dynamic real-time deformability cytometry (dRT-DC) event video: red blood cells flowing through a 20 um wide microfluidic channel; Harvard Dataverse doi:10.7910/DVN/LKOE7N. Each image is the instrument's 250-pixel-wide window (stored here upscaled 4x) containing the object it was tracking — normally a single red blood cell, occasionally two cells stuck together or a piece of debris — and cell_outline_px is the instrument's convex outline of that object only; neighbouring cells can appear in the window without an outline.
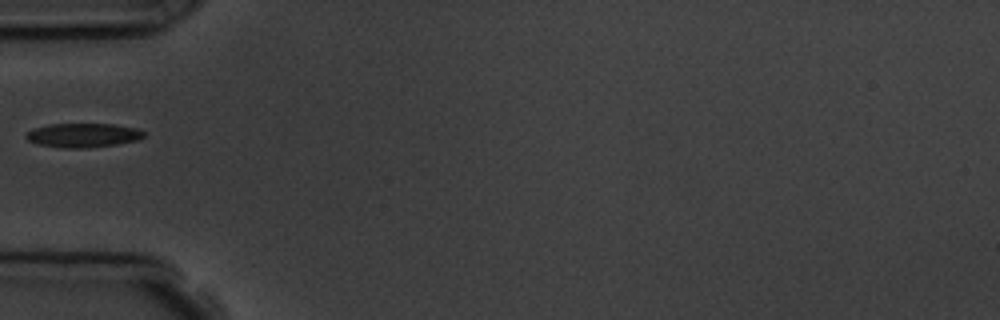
{"species": "common noctule bat (a hibernating species)", "species_latin": "Nyctalus noctula", "temperature_condition": "room temperature", "stored_images_in_passage": 2, "camera_frame_rate_fps": 3000, "um_per_image_px": 0.085, "animal": {"sex": "male", "body_mass_g": 19.5, "forearm_length_mm": 54.6}, "frame": {"image": 1, "passage_image": 2, "time_ms": 1.0, "image_size_px": [1000, 320], "cell_outline_px": [[144, 136], [140, 140], [116, 144], [88, 148], [64, 148], [36, 144], [28, 140], [24, 136], [28, 132], [36, 128], [48, 124], [112, 124], [136, 128], [144, 132]], "centroid_in_image_um": [7.06, 11.5], "position_along_channel_um": 77.9, "area_um2": 16.53}}